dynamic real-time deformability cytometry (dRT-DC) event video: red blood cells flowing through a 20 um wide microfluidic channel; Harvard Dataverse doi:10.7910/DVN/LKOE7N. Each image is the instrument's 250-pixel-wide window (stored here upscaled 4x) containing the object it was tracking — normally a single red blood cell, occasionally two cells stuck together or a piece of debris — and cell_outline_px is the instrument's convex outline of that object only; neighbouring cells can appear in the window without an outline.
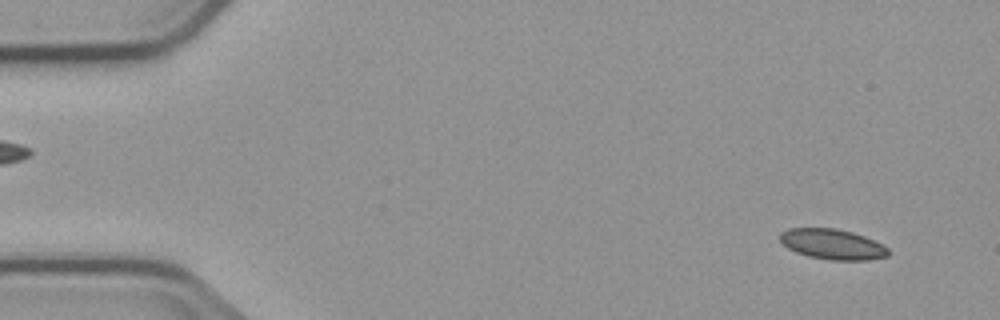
{"species": "common noctule bat (a hibernating species)", "species_latin": "Nyctalus noctula", "temperature_condition": "cold", "stored_images_in_passage": 4, "camera_frame_rate_fps": 3000, "um_per_image_px": 0.085, "animal": {"sex": "male", "body_mass_g": 23.1, "forearm_length_mm": 52.7}, "frame": {"image": 1, "passage_image": 4, "time_ms": 4.667, "image_size_px": [1000, 320], "cell_outline_px": [[888, 256], [868, 260], [832, 260], [808, 256], [796, 252], [788, 248], [780, 240], [780, 232], [788, 228], [836, 228], [852, 232], [864, 236], [888, 248]], "centroid_in_image_um": [70.73, 20.75], "position_along_channel_um": 14.3, "area_um2": 19.02}}